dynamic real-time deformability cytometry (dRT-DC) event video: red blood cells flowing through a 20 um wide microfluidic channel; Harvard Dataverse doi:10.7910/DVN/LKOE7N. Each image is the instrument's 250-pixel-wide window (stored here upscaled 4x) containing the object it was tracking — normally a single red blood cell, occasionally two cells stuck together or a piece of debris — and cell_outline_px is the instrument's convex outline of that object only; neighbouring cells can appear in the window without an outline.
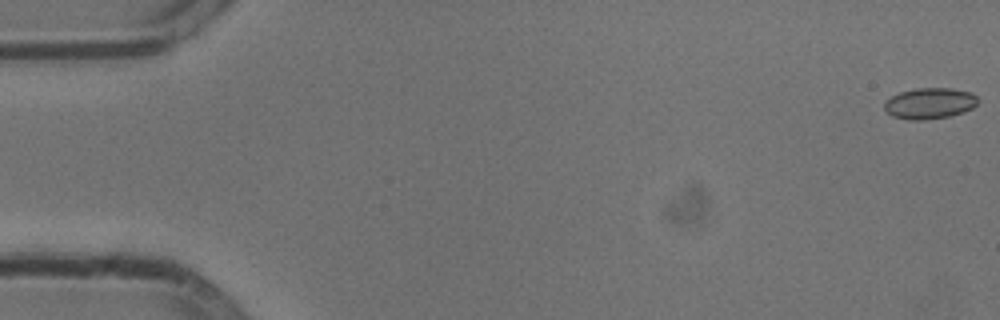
{"species": "common noctule bat (a hibernating species)", "species_latin": "Nyctalus noctula", "temperature_condition": "cold", "stored_images_in_passage": 55, "camera_frame_rate_fps": 3000, "um_per_image_px": 0.085, "animal": {"sex": "male", "body_mass_g": 13.3}, "frame": {"image": 1, "passage_image": 1, "time_ms": 0.0, "image_size_px": [1000, 320], "cell_outline_px": [[980, 100], [972, 108], [964, 112], [948, 116], [924, 120], [912, 120], [892, 116], [884, 108], [884, 104], [892, 96], [900, 92], [916, 88], [952, 88], [972, 92]], "centroid_in_image_um": [79.06, 8.77], "position_along_channel_um": 5.9, "area_um2": 16.88}}
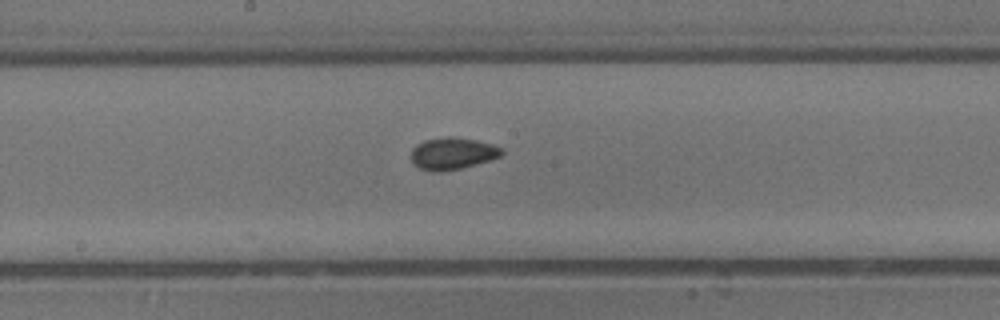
{"frame": {"image": 2, "passage_image": 29, "time_ms": 9.333, "image_size_px": [1000, 320], "cell_outline_px": [[504, 152], [500, 156], [492, 160], [460, 168], [440, 172], [432, 172], [420, 168], [412, 164], [412, 148], [416, 144], [424, 140], [448, 136], [476, 140], [492, 144], [504, 148]], "centroid_in_image_um": [38.47, 13.05], "position_along_channel_um": 209.7, "area_um2": 16.99}}
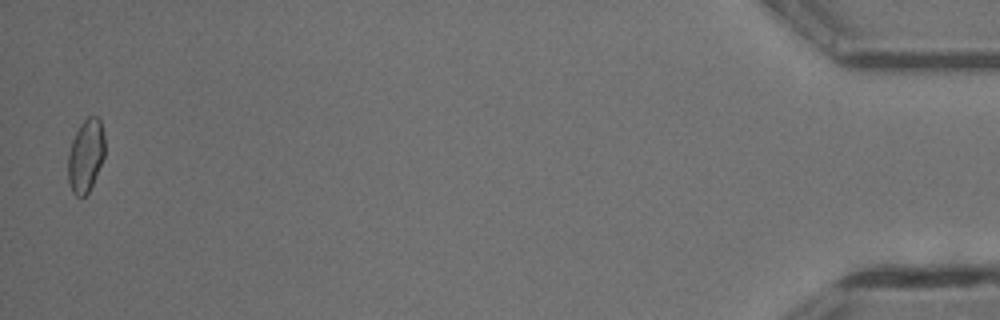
{"frame": {"image": 3, "passage_image": 54, "time_ms": 17.667, "image_size_px": [1000, 320], "cell_outline_px": [[104, 156], [92, 184], [88, 192], [84, 196], [76, 196], [72, 192], [68, 180], [68, 152], [72, 140], [80, 124], [88, 116], [96, 116], [100, 120], [104, 136]], "centroid_in_image_um": [7.27, 13.22], "position_along_channel_um": 427.9, "area_um2": 15.49}}